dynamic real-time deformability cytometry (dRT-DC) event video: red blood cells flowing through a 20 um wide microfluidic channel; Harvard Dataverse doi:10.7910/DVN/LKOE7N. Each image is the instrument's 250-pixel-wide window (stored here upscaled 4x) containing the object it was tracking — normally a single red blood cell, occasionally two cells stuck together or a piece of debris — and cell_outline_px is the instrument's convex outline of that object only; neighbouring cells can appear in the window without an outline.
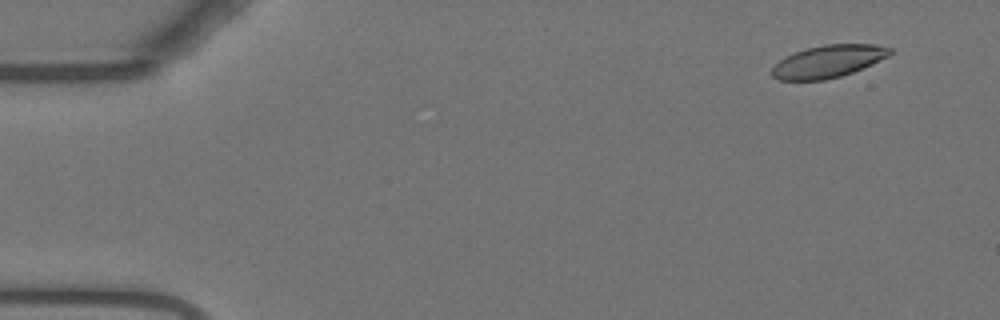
{"species": "Egyptian fruit bat (a non-hibernating species)", "species_latin": "Rousettus aegyptiacus", "temperature_condition": "warm", "stored_images_in_passage": 55, "camera_frame_rate_fps": 3000, "um_per_image_px": 0.085, "animal": {"sex": "female"}, "frame": {"image": 1, "passage_image": 4, "time_ms": 1.0, "image_size_px": [1000, 320], "cell_outline_px": [[892, 52], [888, 56], [872, 64], [852, 72], [840, 76], [824, 80], [776, 80], [772, 76], [772, 68], [784, 56], [808, 48], [824, 44], [876, 44], [892, 48]], "centroid_in_image_um": [70.39, 5.21], "position_along_channel_um": 14.6, "area_um2": 22.2}}
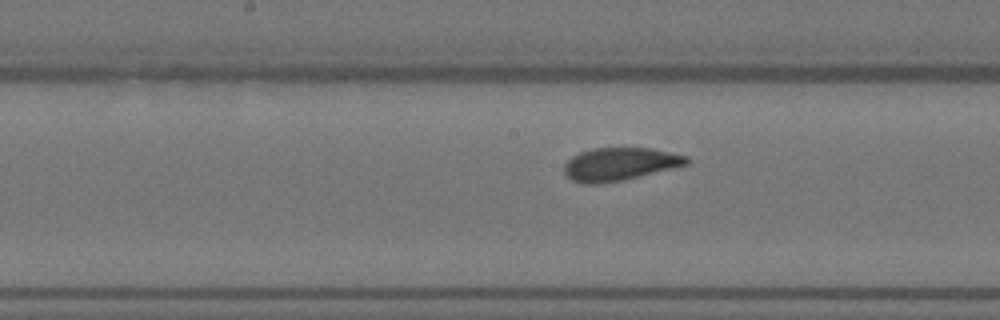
{"frame": {"image": 2, "passage_image": 28, "time_ms": 9.0, "image_size_px": [1000, 320], "cell_outline_px": [[688, 164], [672, 168], [620, 180], [600, 184], [580, 184], [572, 180], [564, 172], [564, 164], [572, 156], [580, 152], [592, 148], [652, 148], [688, 156]], "centroid_in_image_um": [52.63, 13.94], "position_along_channel_um": 195.6, "area_um2": 23.29}}
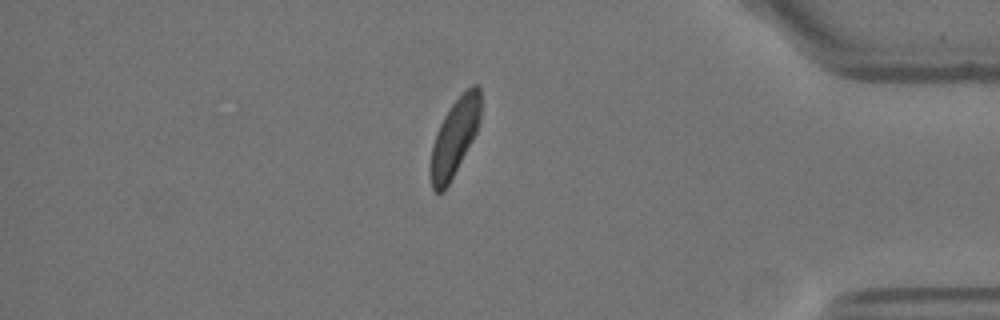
{"frame": {"image": 3, "passage_image": 47, "time_ms": 15.333, "image_size_px": [1000, 320], "cell_outline_px": [[480, 120], [476, 132], [472, 140], [444, 192], [436, 192], [432, 188], [428, 168], [432, 144], [436, 132], [444, 116], [452, 104], [472, 84], [480, 84]], "centroid_in_image_um": [38.61, 11.69], "position_along_channel_um": 396.6, "area_um2": 22.43}}